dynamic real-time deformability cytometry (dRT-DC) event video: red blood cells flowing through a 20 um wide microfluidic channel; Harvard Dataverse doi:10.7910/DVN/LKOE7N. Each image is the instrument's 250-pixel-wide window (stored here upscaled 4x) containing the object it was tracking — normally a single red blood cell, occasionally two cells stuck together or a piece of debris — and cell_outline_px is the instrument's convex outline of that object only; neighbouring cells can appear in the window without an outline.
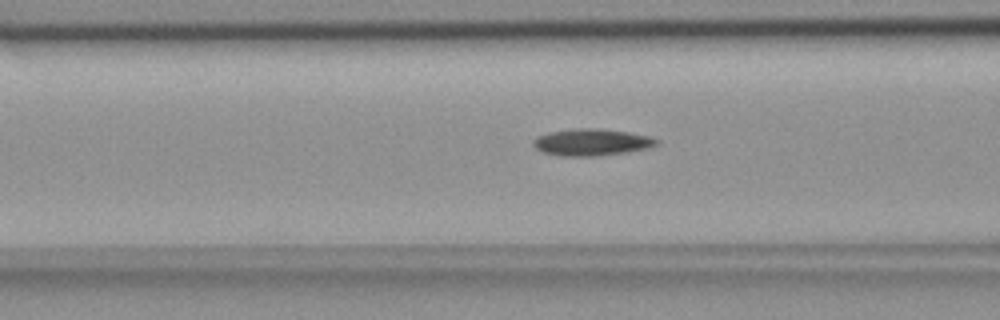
{"species": "common noctule bat (a hibernating species)", "species_latin": "Nyctalus noctula", "temperature_condition": "room temperature", "stored_images_in_passage": 54, "camera_frame_rate_fps": 3000, "um_per_image_px": 0.085, "animal": {"sex": "female", "body_mass_g": 18.4}, "frame": {"image": 1, "passage_image": 20, "time_ms": 6.333, "image_size_px": [1000, 320], "cell_outline_px": [[660, 144], [648, 148], [628, 152], [596, 156], [560, 156], [544, 152], [536, 148], [532, 144], [532, 140], [536, 136], [548, 132], [572, 128], [600, 128], [628, 132], [648, 136], [660, 140]], "centroid_in_image_um": [50.28, 12.08], "position_along_channel_um": 116.3, "area_um2": 19.54}}
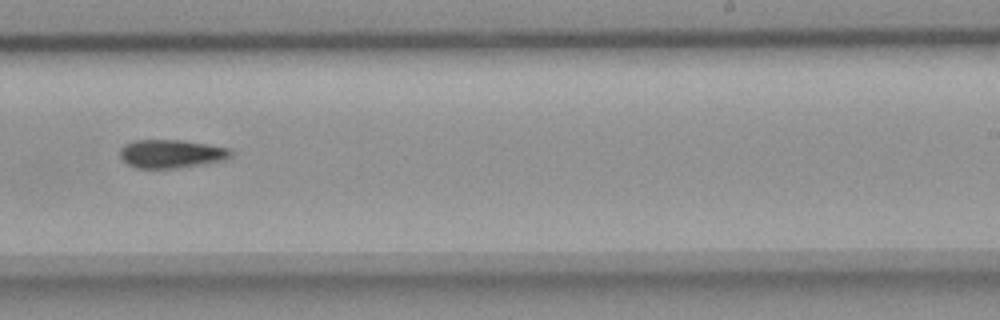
{"frame": {"image": 2, "passage_image": 33, "time_ms": 10.667, "image_size_px": [1000, 320], "cell_outline_px": [[232, 156], [228, 160], [208, 164], [176, 168], [136, 168], [128, 164], [120, 156], [120, 148], [124, 144], [132, 140], [180, 140], [208, 144], [232, 148]], "centroid_in_image_um": [14.62, 13.07], "position_along_channel_um": 274.4, "area_um2": 18.73}}
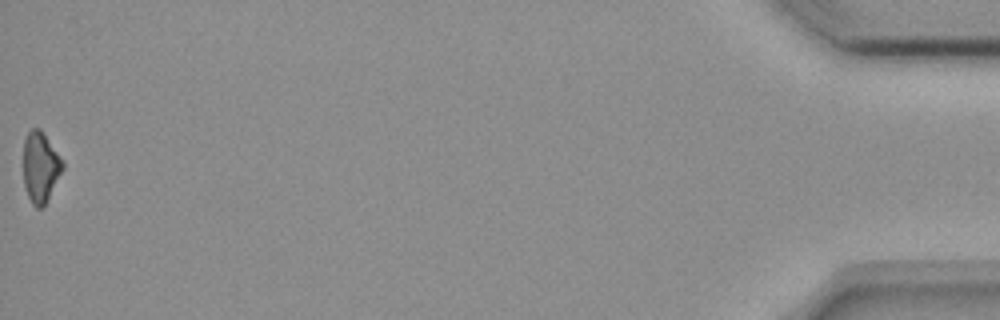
{"frame": {"image": 3, "passage_image": 54, "time_ms": 17.667, "image_size_px": [1000, 320], "cell_outline_px": [[64, 168], [44, 204], [40, 208], [36, 208], [32, 204], [28, 196], [24, 184], [24, 140], [28, 132], [32, 128], [40, 128], [64, 160]], "centroid_in_image_um": [3.45, 14.17], "position_along_channel_um": 431.8, "area_um2": 16.01}, "authors_computed_cell_mechanics": {"area_um2": 17.8024, "velocity_mm_per_s": 3.6645, "shape_relaxation_time_tau1_ms": 5.6162, "shape_relaxation_time_tau2_ms": null, "deformation_change_tau1": 0.111, "deformation_change_tau2": null}}